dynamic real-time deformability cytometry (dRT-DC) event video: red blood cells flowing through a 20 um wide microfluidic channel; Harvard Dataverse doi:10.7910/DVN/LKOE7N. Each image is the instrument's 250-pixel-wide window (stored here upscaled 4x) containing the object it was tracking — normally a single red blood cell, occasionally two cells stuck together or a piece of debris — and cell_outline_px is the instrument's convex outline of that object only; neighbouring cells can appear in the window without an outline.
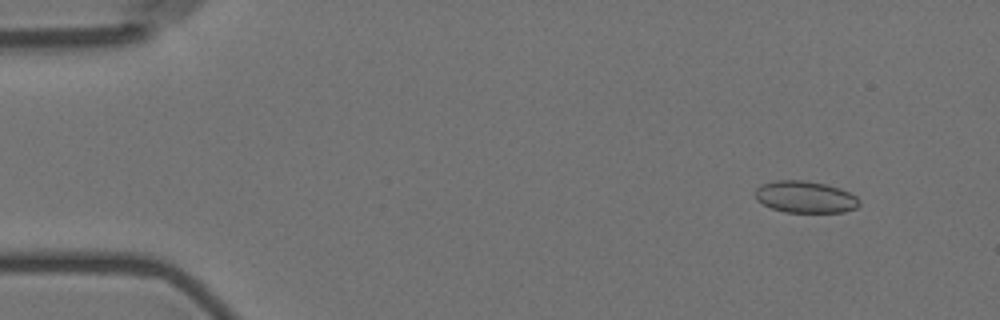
{"species": "Egyptian fruit bat (a non-hibernating species)", "species_latin": "Rousettus aegyptiacus", "temperature_condition": "room temperature", "stored_images_in_passage": 5, "camera_frame_rate_fps": 3000, "um_per_image_px": 0.085, "animal": {"sex": "female"}, "frame": {"image": 1, "passage_image": 2, "time_ms": 1.0, "image_size_px": [1000, 320], "cell_outline_px": [[860, 204], [856, 208], [844, 212], [784, 212], [772, 208], [756, 200], [756, 188], [760, 184], [776, 180], [804, 180], [824, 184], [840, 188], [856, 196], [860, 200]], "centroid_in_image_um": [68.45, 16.74], "position_along_channel_um": 16.6, "area_um2": 19.31}}
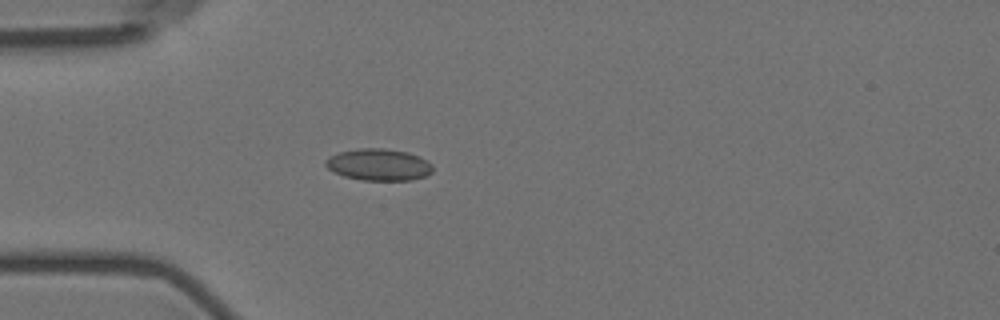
{"frame": {"image": 2, "passage_image": 5, "time_ms": 4.667, "image_size_px": [1000, 320], "cell_outline_px": [[432, 172], [424, 176], [412, 180], [364, 180], [344, 176], [328, 168], [324, 164], [324, 160], [340, 152], [360, 148], [384, 148], [408, 152], [420, 156], [428, 160], [432, 164]], "centroid_in_image_um": [32.23, 13.99], "position_along_channel_um": 52.8, "area_um2": 19.77}}